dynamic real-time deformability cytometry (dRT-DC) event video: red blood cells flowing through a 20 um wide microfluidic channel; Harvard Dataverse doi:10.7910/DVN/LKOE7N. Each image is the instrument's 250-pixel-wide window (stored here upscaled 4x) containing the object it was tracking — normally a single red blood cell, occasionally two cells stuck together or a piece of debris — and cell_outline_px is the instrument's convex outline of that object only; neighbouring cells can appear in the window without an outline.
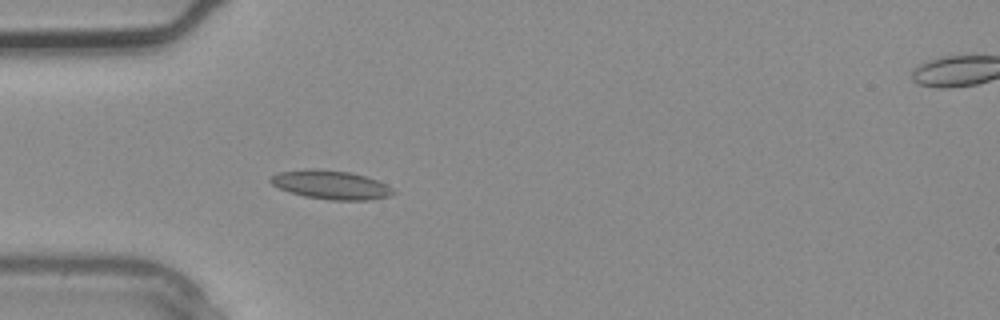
{"species": "common noctule bat (a hibernating species)", "species_latin": "Nyctalus noctula", "temperature_condition": "warm", "stored_images_in_passage": 3, "camera_frame_rate_fps": 3000, "um_per_image_px": 0.085, "animal": {"sex": "male", "body_mass_g": 20.4}, "frame": {"image": 1, "passage_image": 2, "time_ms": 0.333, "image_size_px": [1000, 320], "cell_outline_px": [[396, 192], [388, 196], [368, 200], [332, 200], [304, 196], [280, 188], [272, 184], [268, 180], [272, 176], [280, 172], [308, 168], [316, 168], [348, 172], [364, 176], [376, 180], [392, 188]], "centroid_in_image_um": [28.11, 15.7], "position_along_channel_um": 56.9, "area_um2": 20.29}}